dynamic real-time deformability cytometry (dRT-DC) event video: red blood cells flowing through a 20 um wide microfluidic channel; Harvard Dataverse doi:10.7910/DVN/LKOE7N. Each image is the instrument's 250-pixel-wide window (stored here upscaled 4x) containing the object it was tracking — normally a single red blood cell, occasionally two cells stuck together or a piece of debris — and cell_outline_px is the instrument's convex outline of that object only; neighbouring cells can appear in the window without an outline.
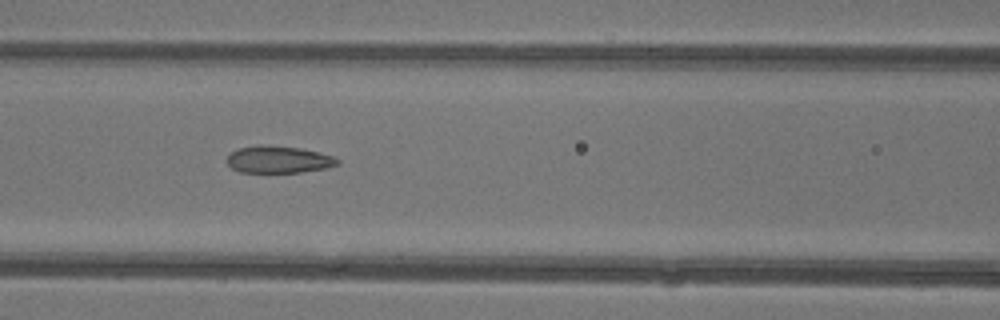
{"species": "common noctule bat (a hibernating species)", "species_latin": "Nyctalus noctula", "temperature_condition": "warm", "stored_images_in_passage": 31, "camera_frame_rate_fps": 3000, "um_per_image_px": 0.085, "animal": {"sex": "female"}, "frame": {"image": 1, "passage_image": 7, "time_ms": 2.0, "image_size_px": [1000, 320], "cell_outline_px": [[340, 164], [328, 168], [300, 172], [240, 172], [232, 168], [228, 164], [228, 156], [232, 152], [240, 148], [260, 144], [300, 148], [320, 152], [332, 156], [340, 160]], "centroid_in_image_um": [23.72, 13.56], "position_along_channel_um": 142.9, "area_um2": 17.4}}
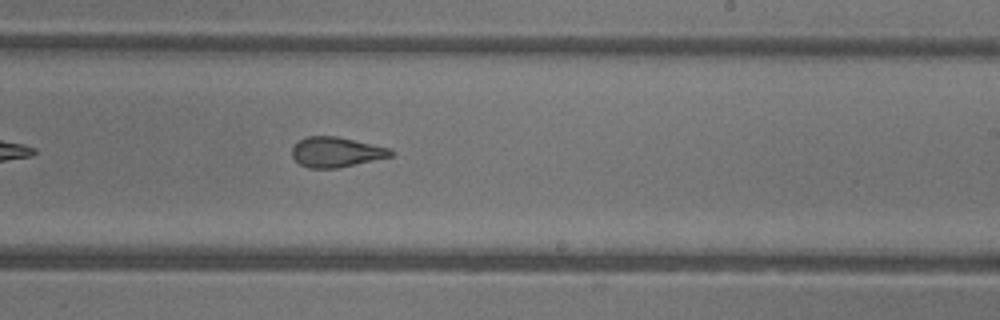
{"frame": {"image": 2, "passage_image": 15, "time_ms": 4.667, "image_size_px": [1000, 320], "cell_outline_px": [[396, 152], [392, 156], [336, 168], [308, 168], [300, 164], [292, 156], [292, 148], [300, 140], [308, 136], [336, 136], [388, 148]], "centroid_in_image_um": [28.56, 12.93], "position_along_channel_um": 260.4, "area_um2": 16.99}}
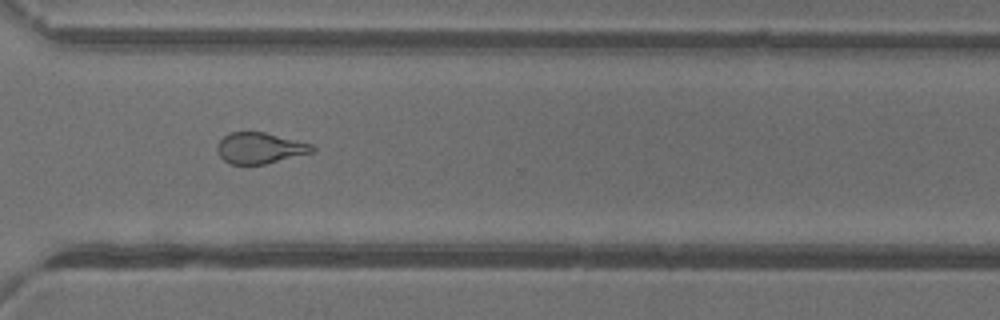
{"frame": {"image": 3, "passage_image": 21, "time_ms": 6.667, "image_size_px": [1000, 320], "cell_outline_px": [[316, 152], [264, 164], [228, 164], [220, 156], [216, 148], [216, 144], [228, 132], [264, 132], [312, 144], [316, 148]], "centroid_in_image_um": [22.09, 12.59], "position_along_channel_um": 348.5, "area_um2": 17.28}, "authors_computed_cell_mechanics": {"area_um2": 18.0336, "velocity_mm_per_s": 4.4189, "shape_relaxation_time_tau1_ms": 7.3156, "shape_relaxation_time_tau2_ms": 1.64, "deformation_change_tau1": 0.2015, "deformation_change_tau2": 0.0978}}